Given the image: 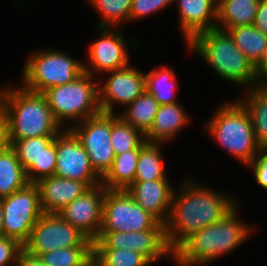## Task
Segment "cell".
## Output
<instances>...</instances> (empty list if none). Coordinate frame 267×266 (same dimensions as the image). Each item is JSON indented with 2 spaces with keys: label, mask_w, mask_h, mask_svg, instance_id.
Wrapping results in <instances>:
<instances>
[{
  "label": "cell",
  "mask_w": 267,
  "mask_h": 266,
  "mask_svg": "<svg viewBox=\"0 0 267 266\" xmlns=\"http://www.w3.org/2000/svg\"><path fill=\"white\" fill-rule=\"evenodd\" d=\"M195 183L186 181L172 197L165 235L173 252L193 233L220 221L237 206L232 196Z\"/></svg>",
  "instance_id": "6da1fadb"
},
{
  "label": "cell",
  "mask_w": 267,
  "mask_h": 266,
  "mask_svg": "<svg viewBox=\"0 0 267 266\" xmlns=\"http://www.w3.org/2000/svg\"><path fill=\"white\" fill-rule=\"evenodd\" d=\"M237 207L220 221L188 237L173 252L174 261L179 266H204L243 244L253 231L237 216Z\"/></svg>",
  "instance_id": "7a4b0ae2"
},
{
  "label": "cell",
  "mask_w": 267,
  "mask_h": 266,
  "mask_svg": "<svg viewBox=\"0 0 267 266\" xmlns=\"http://www.w3.org/2000/svg\"><path fill=\"white\" fill-rule=\"evenodd\" d=\"M0 102L7 116L11 145L25 138L57 136L64 130L54 118L42 93L28 91L22 86L11 89L3 85Z\"/></svg>",
  "instance_id": "3957f363"
},
{
  "label": "cell",
  "mask_w": 267,
  "mask_h": 266,
  "mask_svg": "<svg viewBox=\"0 0 267 266\" xmlns=\"http://www.w3.org/2000/svg\"><path fill=\"white\" fill-rule=\"evenodd\" d=\"M188 48L198 54L223 80L250 89L256 79V67L235 45L227 31L214 28L195 35Z\"/></svg>",
  "instance_id": "277c9868"
},
{
  "label": "cell",
  "mask_w": 267,
  "mask_h": 266,
  "mask_svg": "<svg viewBox=\"0 0 267 266\" xmlns=\"http://www.w3.org/2000/svg\"><path fill=\"white\" fill-rule=\"evenodd\" d=\"M217 110L206 125L207 131L227 153L248 166L260 151L249 111L240 100Z\"/></svg>",
  "instance_id": "5b68a950"
},
{
  "label": "cell",
  "mask_w": 267,
  "mask_h": 266,
  "mask_svg": "<svg viewBox=\"0 0 267 266\" xmlns=\"http://www.w3.org/2000/svg\"><path fill=\"white\" fill-rule=\"evenodd\" d=\"M94 78L84 72L73 82L48 88L42 93L54 118L61 126L65 120L79 123L101 113L99 84Z\"/></svg>",
  "instance_id": "8992f818"
},
{
  "label": "cell",
  "mask_w": 267,
  "mask_h": 266,
  "mask_svg": "<svg viewBox=\"0 0 267 266\" xmlns=\"http://www.w3.org/2000/svg\"><path fill=\"white\" fill-rule=\"evenodd\" d=\"M22 70V87L43 93L48 88L73 82L84 73V63L52 49L32 53Z\"/></svg>",
  "instance_id": "52a82bcc"
},
{
  "label": "cell",
  "mask_w": 267,
  "mask_h": 266,
  "mask_svg": "<svg viewBox=\"0 0 267 266\" xmlns=\"http://www.w3.org/2000/svg\"><path fill=\"white\" fill-rule=\"evenodd\" d=\"M3 211V235L25 245L38 219L44 214L36 184L28 183L24 188L0 199Z\"/></svg>",
  "instance_id": "ba28073f"
},
{
  "label": "cell",
  "mask_w": 267,
  "mask_h": 266,
  "mask_svg": "<svg viewBox=\"0 0 267 266\" xmlns=\"http://www.w3.org/2000/svg\"><path fill=\"white\" fill-rule=\"evenodd\" d=\"M147 229H165V224L138 205L126 190L105 188L101 231L138 232Z\"/></svg>",
  "instance_id": "9c48e42d"
},
{
  "label": "cell",
  "mask_w": 267,
  "mask_h": 266,
  "mask_svg": "<svg viewBox=\"0 0 267 266\" xmlns=\"http://www.w3.org/2000/svg\"><path fill=\"white\" fill-rule=\"evenodd\" d=\"M76 246H93V242L59 214L44 213L34 225L31 236L23 247L29 254L38 257L55 249Z\"/></svg>",
  "instance_id": "30bf717a"
},
{
  "label": "cell",
  "mask_w": 267,
  "mask_h": 266,
  "mask_svg": "<svg viewBox=\"0 0 267 266\" xmlns=\"http://www.w3.org/2000/svg\"><path fill=\"white\" fill-rule=\"evenodd\" d=\"M82 122V123H81ZM69 128L87 152L95 172L103 178L115 159L111 143V113H100Z\"/></svg>",
  "instance_id": "8fae6325"
},
{
  "label": "cell",
  "mask_w": 267,
  "mask_h": 266,
  "mask_svg": "<svg viewBox=\"0 0 267 266\" xmlns=\"http://www.w3.org/2000/svg\"><path fill=\"white\" fill-rule=\"evenodd\" d=\"M93 249H127L141 253L151 263L169 257L173 259L165 229H147L138 232L100 231L93 241Z\"/></svg>",
  "instance_id": "7c38bea8"
},
{
  "label": "cell",
  "mask_w": 267,
  "mask_h": 266,
  "mask_svg": "<svg viewBox=\"0 0 267 266\" xmlns=\"http://www.w3.org/2000/svg\"><path fill=\"white\" fill-rule=\"evenodd\" d=\"M68 128V129H67ZM56 136L55 176L84 182L89 188L101 184L79 139L67 127Z\"/></svg>",
  "instance_id": "4fadbf2b"
},
{
  "label": "cell",
  "mask_w": 267,
  "mask_h": 266,
  "mask_svg": "<svg viewBox=\"0 0 267 266\" xmlns=\"http://www.w3.org/2000/svg\"><path fill=\"white\" fill-rule=\"evenodd\" d=\"M105 74L110 76L98 86L102 113L114 114L115 103L128 106L145 91V73L130 65Z\"/></svg>",
  "instance_id": "5bb4252c"
},
{
  "label": "cell",
  "mask_w": 267,
  "mask_h": 266,
  "mask_svg": "<svg viewBox=\"0 0 267 266\" xmlns=\"http://www.w3.org/2000/svg\"><path fill=\"white\" fill-rule=\"evenodd\" d=\"M104 195L102 184L90 187L58 214L93 242L99 237L102 227Z\"/></svg>",
  "instance_id": "9a60e30c"
},
{
  "label": "cell",
  "mask_w": 267,
  "mask_h": 266,
  "mask_svg": "<svg viewBox=\"0 0 267 266\" xmlns=\"http://www.w3.org/2000/svg\"><path fill=\"white\" fill-rule=\"evenodd\" d=\"M99 31L100 37L88 48L90 64H84V72L93 77L97 72L104 74L130 65L127 52L129 47L124 41L121 29L112 31L110 27H101Z\"/></svg>",
  "instance_id": "2e32d148"
},
{
  "label": "cell",
  "mask_w": 267,
  "mask_h": 266,
  "mask_svg": "<svg viewBox=\"0 0 267 266\" xmlns=\"http://www.w3.org/2000/svg\"><path fill=\"white\" fill-rule=\"evenodd\" d=\"M168 181H134L126 189L138 205L163 224L168 220L174 194V187Z\"/></svg>",
  "instance_id": "e0dca14e"
},
{
  "label": "cell",
  "mask_w": 267,
  "mask_h": 266,
  "mask_svg": "<svg viewBox=\"0 0 267 266\" xmlns=\"http://www.w3.org/2000/svg\"><path fill=\"white\" fill-rule=\"evenodd\" d=\"M35 184L39 190L42 210L47 214H58L89 189L84 182L55 175L43 178Z\"/></svg>",
  "instance_id": "ac0fdd59"
},
{
  "label": "cell",
  "mask_w": 267,
  "mask_h": 266,
  "mask_svg": "<svg viewBox=\"0 0 267 266\" xmlns=\"http://www.w3.org/2000/svg\"><path fill=\"white\" fill-rule=\"evenodd\" d=\"M178 3L179 28L186 43L203 31L216 28L217 0H174Z\"/></svg>",
  "instance_id": "d6986e66"
},
{
  "label": "cell",
  "mask_w": 267,
  "mask_h": 266,
  "mask_svg": "<svg viewBox=\"0 0 267 266\" xmlns=\"http://www.w3.org/2000/svg\"><path fill=\"white\" fill-rule=\"evenodd\" d=\"M188 123L189 116L178 102L160 105L154 123L145 135V140L151 143L168 142Z\"/></svg>",
  "instance_id": "ffe728a7"
},
{
  "label": "cell",
  "mask_w": 267,
  "mask_h": 266,
  "mask_svg": "<svg viewBox=\"0 0 267 266\" xmlns=\"http://www.w3.org/2000/svg\"><path fill=\"white\" fill-rule=\"evenodd\" d=\"M258 4L259 0H217L216 28L226 31L233 27L252 25Z\"/></svg>",
  "instance_id": "44dd1931"
},
{
  "label": "cell",
  "mask_w": 267,
  "mask_h": 266,
  "mask_svg": "<svg viewBox=\"0 0 267 266\" xmlns=\"http://www.w3.org/2000/svg\"><path fill=\"white\" fill-rule=\"evenodd\" d=\"M226 31L247 59L257 67L267 53V35L253 24L229 28Z\"/></svg>",
  "instance_id": "7402d4cb"
},
{
  "label": "cell",
  "mask_w": 267,
  "mask_h": 266,
  "mask_svg": "<svg viewBox=\"0 0 267 266\" xmlns=\"http://www.w3.org/2000/svg\"><path fill=\"white\" fill-rule=\"evenodd\" d=\"M140 150L115 155L112 167L101 181L107 190H126L134 182Z\"/></svg>",
  "instance_id": "603a6c76"
},
{
  "label": "cell",
  "mask_w": 267,
  "mask_h": 266,
  "mask_svg": "<svg viewBox=\"0 0 267 266\" xmlns=\"http://www.w3.org/2000/svg\"><path fill=\"white\" fill-rule=\"evenodd\" d=\"M28 183L15 150L10 146L0 152V199L24 188Z\"/></svg>",
  "instance_id": "cb8c5ba5"
},
{
  "label": "cell",
  "mask_w": 267,
  "mask_h": 266,
  "mask_svg": "<svg viewBox=\"0 0 267 266\" xmlns=\"http://www.w3.org/2000/svg\"><path fill=\"white\" fill-rule=\"evenodd\" d=\"M160 104L146 90L118 115L128 124L139 130L144 136L150 131Z\"/></svg>",
  "instance_id": "d4e9b609"
},
{
  "label": "cell",
  "mask_w": 267,
  "mask_h": 266,
  "mask_svg": "<svg viewBox=\"0 0 267 266\" xmlns=\"http://www.w3.org/2000/svg\"><path fill=\"white\" fill-rule=\"evenodd\" d=\"M177 79L173 68L156 67L145 74V90L155 97L160 105L176 103Z\"/></svg>",
  "instance_id": "484cf974"
},
{
  "label": "cell",
  "mask_w": 267,
  "mask_h": 266,
  "mask_svg": "<svg viewBox=\"0 0 267 266\" xmlns=\"http://www.w3.org/2000/svg\"><path fill=\"white\" fill-rule=\"evenodd\" d=\"M161 143L145 142L139 151L134 181L168 180L164 160L162 158Z\"/></svg>",
  "instance_id": "4316f807"
},
{
  "label": "cell",
  "mask_w": 267,
  "mask_h": 266,
  "mask_svg": "<svg viewBox=\"0 0 267 266\" xmlns=\"http://www.w3.org/2000/svg\"><path fill=\"white\" fill-rule=\"evenodd\" d=\"M111 143L115 155L134 149H141L145 136L131 124L126 123L117 113L111 114Z\"/></svg>",
  "instance_id": "83f0119b"
},
{
  "label": "cell",
  "mask_w": 267,
  "mask_h": 266,
  "mask_svg": "<svg viewBox=\"0 0 267 266\" xmlns=\"http://www.w3.org/2000/svg\"><path fill=\"white\" fill-rule=\"evenodd\" d=\"M246 98L240 99L250 113L256 140L261 145L267 140V90L251 87Z\"/></svg>",
  "instance_id": "f1b7e54d"
},
{
  "label": "cell",
  "mask_w": 267,
  "mask_h": 266,
  "mask_svg": "<svg viewBox=\"0 0 267 266\" xmlns=\"http://www.w3.org/2000/svg\"><path fill=\"white\" fill-rule=\"evenodd\" d=\"M38 257L46 266H92L93 246L59 248Z\"/></svg>",
  "instance_id": "f546056e"
},
{
  "label": "cell",
  "mask_w": 267,
  "mask_h": 266,
  "mask_svg": "<svg viewBox=\"0 0 267 266\" xmlns=\"http://www.w3.org/2000/svg\"><path fill=\"white\" fill-rule=\"evenodd\" d=\"M141 253L125 249H93L92 266H150Z\"/></svg>",
  "instance_id": "4dcf8cb0"
},
{
  "label": "cell",
  "mask_w": 267,
  "mask_h": 266,
  "mask_svg": "<svg viewBox=\"0 0 267 266\" xmlns=\"http://www.w3.org/2000/svg\"><path fill=\"white\" fill-rule=\"evenodd\" d=\"M92 6L100 12L102 20L98 28L116 27L120 22L128 21L132 0H89Z\"/></svg>",
  "instance_id": "1f68e13d"
},
{
  "label": "cell",
  "mask_w": 267,
  "mask_h": 266,
  "mask_svg": "<svg viewBox=\"0 0 267 266\" xmlns=\"http://www.w3.org/2000/svg\"><path fill=\"white\" fill-rule=\"evenodd\" d=\"M56 136H40L15 141L11 147L15 150L19 162L26 171L37 160L44 149L49 146Z\"/></svg>",
  "instance_id": "d6a6232c"
},
{
  "label": "cell",
  "mask_w": 267,
  "mask_h": 266,
  "mask_svg": "<svg viewBox=\"0 0 267 266\" xmlns=\"http://www.w3.org/2000/svg\"><path fill=\"white\" fill-rule=\"evenodd\" d=\"M56 137L54 141L47 146L37 160L25 171L29 183H37L39 180L50 177L56 170Z\"/></svg>",
  "instance_id": "836d02e7"
},
{
  "label": "cell",
  "mask_w": 267,
  "mask_h": 266,
  "mask_svg": "<svg viewBox=\"0 0 267 266\" xmlns=\"http://www.w3.org/2000/svg\"><path fill=\"white\" fill-rule=\"evenodd\" d=\"M174 0H132L129 22L160 11L172 5Z\"/></svg>",
  "instance_id": "e575fe53"
},
{
  "label": "cell",
  "mask_w": 267,
  "mask_h": 266,
  "mask_svg": "<svg viewBox=\"0 0 267 266\" xmlns=\"http://www.w3.org/2000/svg\"><path fill=\"white\" fill-rule=\"evenodd\" d=\"M24 249L18 241L0 236V266L16 264L19 253Z\"/></svg>",
  "instance_id": "d590c367"
},
{
  "label": "cell",
  "mask_w": 267,
  "mask_h": 266,
  "mask_svg": "<svg viewBox=\"0 0 267 266\" xmlns=\"http://www.w3.org/2000/svg\"><path fill=\"white\" fill-rule=\"evenodd\" d=\"M249 166L253 168V174L257 184L267 190V153H258Z\"/></svg>",
  "instance_id": "8d00e7d4"
},
{
  "label": "cell",
  "mask_w": 267,
  "mask_h": 266,
  "mask_svg": "<svg viewBox=\"0 0 267 266\" xmlns=\"http://www.w3.org/2000/svg\"><path fill=\"white\" fill-rule=\"evenodd\" d=\"M10 146L7 116L4 107L0 102V152L5 151Z\"/></svg>",
  "instance_id": "74e56055"
},
{
  "label": "cell",
  "mask_w": 267,
  "mask_h": 266,
  "mask_svg": "<svg viewBox=\"0 0 267 266\" xmlns=\"http://www.w3.org/2000/svg\"><path fill=\"white\" fill-rule=\"evenodd\" d=\"M253 25L267 35V0H259Z\"/></svg>",
  "instance_id": "f35d334b"
},
{
  "label": "cell",
  "mask_w": 267,
  "mask_h": 266,
  "mask_svg": "<svg viewBox=\"0 0 267 266\" xmlns=\"http://www.w3.org/2000/svg\"><path fill=\"white\" fill-rule=\"evenodd\" d=\"M253 87L267 90V53L261 63L256 67V79Z\"/></svg>",
  "instance_id": "ab89813d"
},
{
  "label": "cell",
  "mask_w": 267,
  "mask_h": 266,
  "mask_svg": "<svg viewBox=\"0 0 267 266\" xmlns=\"http://www.w3.org/2000/svg\"><path fill=\"white\" fill-rule=\"evenodd\" d=\"M16 266H46L37 256L29 254L26 250H22L16 261Z\"/></svg>",
  "instance_id": "60d3db41"
},
{
  "label": "cell",
  "mask_w": 267,
  "mask_h": 266,
  "mask_svg": "<svg viewBox=\"0 0 267 266\" xmlns=\"http://www.w3.org/2000/svg\"><path fill=\"white\" fill-rule=\"evenodd\" d=\"M3 235V211L0 202V236Z\"/></svg>",
  "instance_id": "b9f144b4"
},
{
  "label": "cell",
  "mask_w": 267,
  "mask_h": 266,
  "mask_svg": "<svg viewBox=\"0 0 267 266\" xmlns=\"http://www.w3.org/2000/svg\"><path fill=\"white\" fill-rule=\"evenodd\" d=\"M259 153H267V140L260 145Z\"/></svg>",
  "instance_id": "7bdbcfd3"
}]
</instances>
